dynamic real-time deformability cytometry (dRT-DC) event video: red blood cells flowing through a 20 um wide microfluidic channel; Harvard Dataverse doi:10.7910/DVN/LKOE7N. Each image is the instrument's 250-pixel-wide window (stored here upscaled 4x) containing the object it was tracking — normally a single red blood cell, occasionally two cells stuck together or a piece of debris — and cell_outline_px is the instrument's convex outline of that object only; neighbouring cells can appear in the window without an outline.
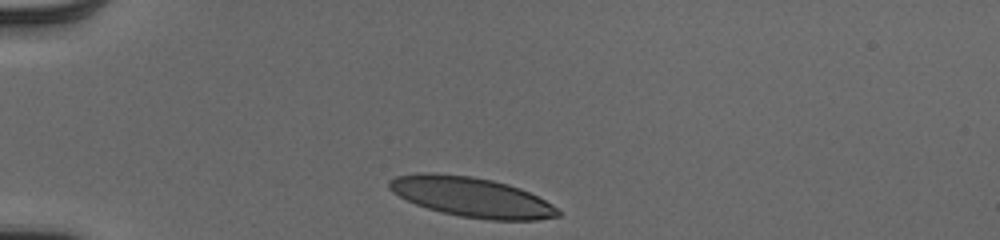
{"species": "human", "species_latin": "Homo sapiens", "temperature_condition": "cold", "stored_images_in_passage": 31, "camera_frame_rate_fps": 3000, "um_per_image_px": 0.085, "donor": {"sex": "male"}, "frame": {"image": 1, "passage_image": 1, "time_ms": 0.0, "image_size_px": [1000, 240], "cell_outline_px": [[560, 216], [536, 220], [488, 220], [460, 216], [428, 208], [416, 204], [392, 192], [388, 188], [388, 180], [396, 176], [416, 172], [432, 172], [472, 176], [492, 180], [508, 184], [520, 188], [552, 204], [560, 212]], "centroid_in_image_um": [40.05, 16.73], "position_along_channel_um": 45.0, "area_um2": 39.07}}
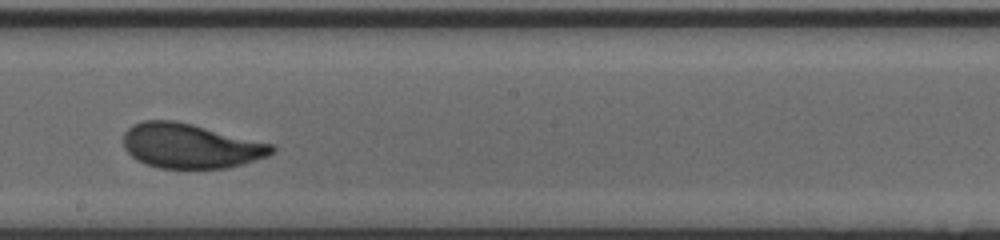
{"frame": {"image": 2, "passage_image": 18, "time_ms": 5.667, "image_size_px": [1000, 240], "cell_outline_px": [[276, 148], [268, 156], [244, 164], [228, 168], [160, 168], [136, 160], [124, 148], [124, 132], [132, 124], [144, 120], [176, 120], [272, 144]], "centroid_in_image_um": [16.17, 12.4], "position_along_channel_um": 232.0, "area_um2": 38.55}}
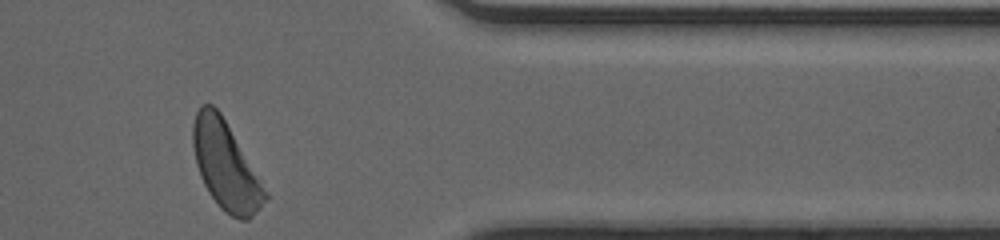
{"frame": {"image": 3, "passage_image": 31, "time_ms": 10.0, "image_size_px": [1000, 240], "cell_outline_px": [[268, 196], [260, 208], [248, 220], [240, 220], [232, 216], [220, 208], [208, 192], [200, 176], [196, 164], [192, 144], [192, 124], [196, 112], [200, 104], [212, 104], [220, 112], [268, 192]], "centroid_in_image_um": [19.16, 14.07], "position_along_channel_um": 392.2, "area_um2": 36.76}, "authors_computed_cell_mechanics": {"area_um2": 38.5526, "velocity_mm_per_s": 3.9965, "shape_relaxation_time_tau1_ms": 3.5911, "shape_relaxation_time_tau2_ms": 0.7235, "deformation_change_tau1": 0.1514, "deformation_change_tau2": 0.0641}}